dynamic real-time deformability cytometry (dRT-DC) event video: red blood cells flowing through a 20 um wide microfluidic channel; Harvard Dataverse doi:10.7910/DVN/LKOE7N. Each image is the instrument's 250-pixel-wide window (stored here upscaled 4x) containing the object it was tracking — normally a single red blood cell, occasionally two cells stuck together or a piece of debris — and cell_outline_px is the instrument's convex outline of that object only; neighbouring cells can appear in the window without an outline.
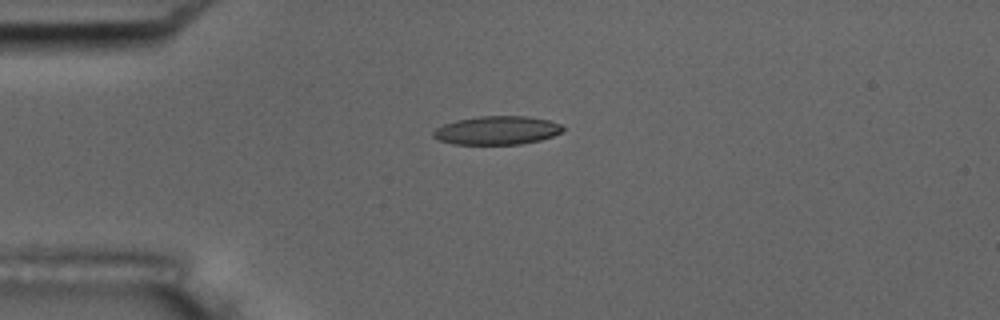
{"species": "common noctule bat (a hibernating species)", "species_latin": "Nyctalus noctula", "temperature_condition": "room temperature", "stored_images_in_passage": 2, "camera_frame_rate_fps": 3000, "um_per_image_px": 0.085, "animal": {"sex": "male", "body_mass_g": 17.5, "forearm_length_mm": 52.3}, "frame": {"image": 1, "passage_image": 1, "time_ms": 0.0, "image_size_px": [1000, 320], "cell_outline_px": [[564, 128], [560, 132], [552, 136], [540, 140], [520, 144], [452, 144], [440, 140], [432, 136], [432, 132], [436, 128], [444, 124], [456, 120], [480, 116], [528, 116], [548, 120], [560, 124]], "centroid_in_image_um": [42.22, 11.08], "position_along_channel_um": 42.8, "area_um2": 21.44}}